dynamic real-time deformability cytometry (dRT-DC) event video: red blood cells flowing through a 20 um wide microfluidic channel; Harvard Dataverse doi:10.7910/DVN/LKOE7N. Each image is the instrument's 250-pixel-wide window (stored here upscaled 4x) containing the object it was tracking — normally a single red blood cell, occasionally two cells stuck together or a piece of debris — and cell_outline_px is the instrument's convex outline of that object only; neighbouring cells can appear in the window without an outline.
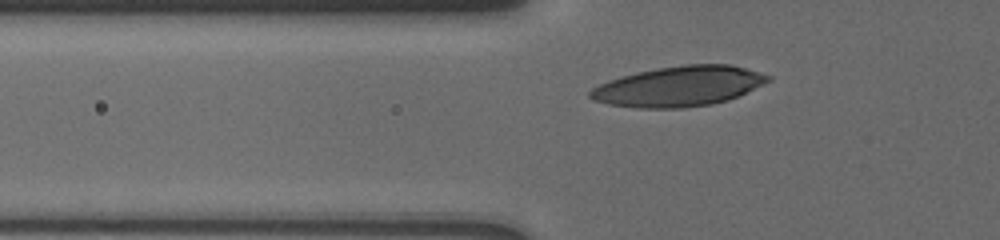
{"species": "human", "species_latin": "Homo sapiens", "temperature_condition": "cold", "stored_images_in_passage": 32, "camera_frame_rate_fps": 3000, "um_per_image_px": 0.085, "donor": {"sex": "male"}, "frame": {"image": 1, "passage_image": 5, "time_ms": 1.0, "image_size_px": [1000, 240], "cell_outline_px": [[772, 80], [728, 100], [712, 104], [680, 108], [640, 108], [608, 104], [596, 100], [588, 96], [588, 92], [592, 88], [608, 80], [636, 72], [656, 68], [684, 64], [728, 64], [744, 68], [772, 76]], "centroid_in_image_um": [57.7, 7.33], "position_along_channel_um": 68.1, "area_um2": 41.44}}
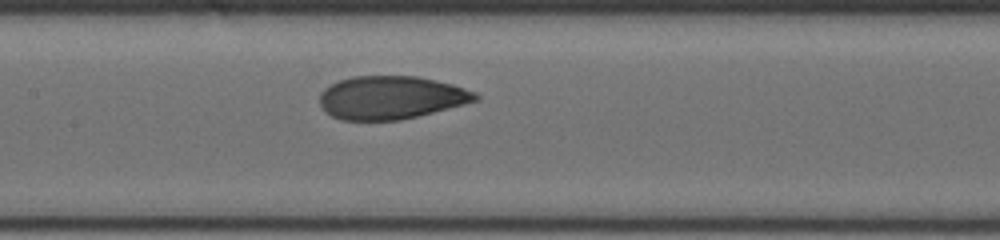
{"frame": {"image": 2, "passage_image": 20, "time_ms": 4.0, "image_size_px": [1000, 240], "cell_outline_px": [[480, 96], [476, 100], [432, 112], [400, 120], [344, 120], [332, 116], [324, 112], [320, 108], [320, 92], [324, 88], [340, 80], [352, 76], [416, 76], [452, 84], [476, 92]], "centroid_in_image_um": [33.17, 8.29], "position_along_channel_um": 174.2, "area_um2": 38.9}}
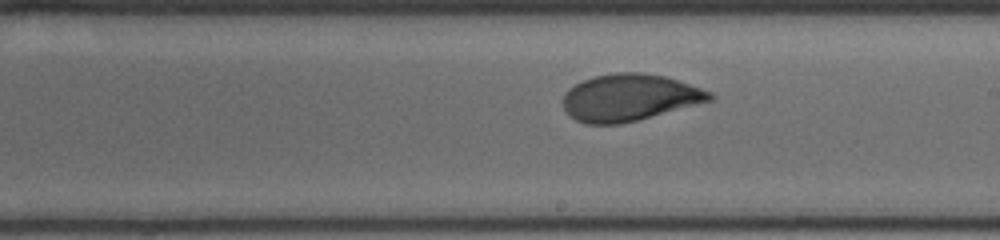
{"frame": {"image": 3, "passage_image": 28, "time_ms": 5.667, "image_size_px": [1000, 240], "cell_outline_px": [[716, 96], [712, 100], [636, 120], [620, 124], [584, 124], [576, 120], [564, 108], [564, 92], [568, 88], [592, 76], [616, 72], [644, 72], [664, 76], [712, 92]], "centroid_in_image_um": [53.48, 8.28], "position_along_channel_um": 235.5, "area_um2": 39.77}}